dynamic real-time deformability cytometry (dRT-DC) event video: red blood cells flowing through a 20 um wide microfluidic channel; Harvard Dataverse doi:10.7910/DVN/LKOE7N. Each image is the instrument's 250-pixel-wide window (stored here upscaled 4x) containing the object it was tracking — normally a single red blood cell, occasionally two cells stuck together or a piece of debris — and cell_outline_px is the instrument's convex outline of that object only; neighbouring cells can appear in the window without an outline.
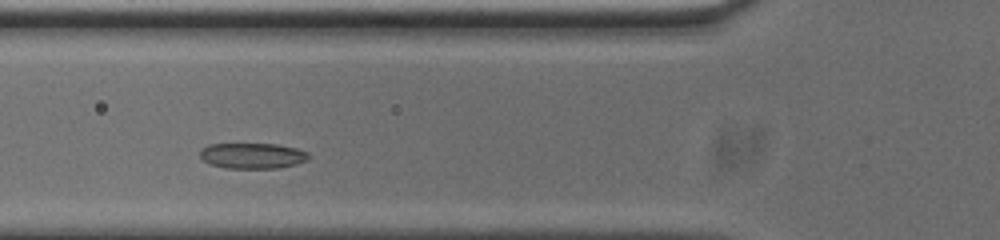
{"species": "common noctule bat (a hibernating species)", "species_latin": "Nyctalus noctula", "temperature_condition": "cold", "stored_images_in_passage": 40, "camera_frame_rate_fps": 3000, "um_per_image_px": 0.085, "animal": {"sex": "male", "body_mass_g": 20.0, "forearm_length_mm": 53.3}, "frame": {"image": 1, "passage_image": 8, "time_ms": 2.333, "image_size_px": [1000, 240], "cell_outline_px": [[308, 160], [296, 164], [280, 168], [224, 168], [212, 164], [204, 160], [200, 156], [200, 148], [208, 144], [276, 144], [296, 148], [308, 152]], "centroid_in_image_um": [21.46, 13.23], "position_along_channel_um": 104.3, "area_um2": 16.24}}
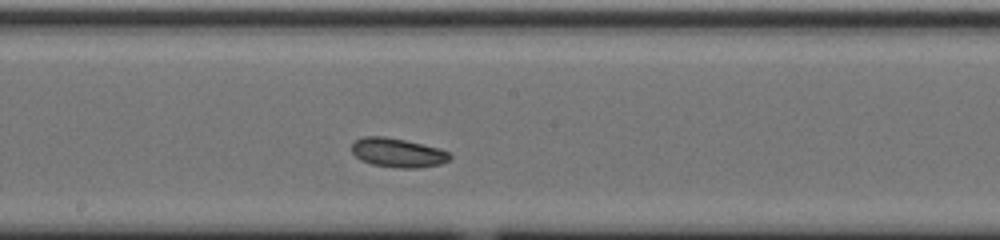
{"frame": {"image": 2, "passage_image": 17, "time_ms": 5.333, "image_size_px": [1000, 240], "cell_outline_px": [[452, 156], [448, 160], [440, 164], [420, 168], [396, 168], [372, 164], [360, 160], [352, 152], [352, 144], [356, 140], [364, 136], [384, 136], [404, 140], [440, 148], [448, 152]], "centroid_in_image_um": [33.81, 12.99], "position_along_channel_um": 214.4, "area_um2": 16.65}}
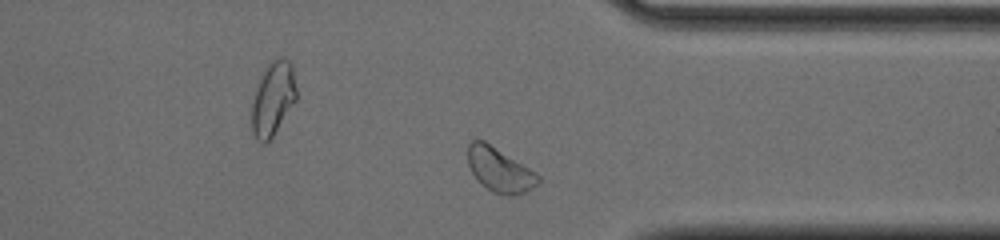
{"frame": {"image": 3, "passage_image": 30, "time_ms": 9.667, "image_size_px": [1000, 240], "cell_outline_px": [[540, 180], [532, 188], [524, 192], [508, 196], [492, 192], [480, 184], [472, 172], [468, 164], [468, 144], [472, 140], [484, 140], [536, 172], [540, 176]], "centroid_in_image_um": [42.45, 14.44], "position_along_channel_um": 368.9, "area_um2": 18.03}, "authors_computed_cell_mechanics": {"area_um2": 16.9065, "velocity_mm_per_s": 3.6778, "shape_relaxation_time_tau1_ms": 4.4167, "shape_relaxation_time_tau2_ms": null, "deformation_change_tau1": 0.1164, "deformation_change_tau2": null}}